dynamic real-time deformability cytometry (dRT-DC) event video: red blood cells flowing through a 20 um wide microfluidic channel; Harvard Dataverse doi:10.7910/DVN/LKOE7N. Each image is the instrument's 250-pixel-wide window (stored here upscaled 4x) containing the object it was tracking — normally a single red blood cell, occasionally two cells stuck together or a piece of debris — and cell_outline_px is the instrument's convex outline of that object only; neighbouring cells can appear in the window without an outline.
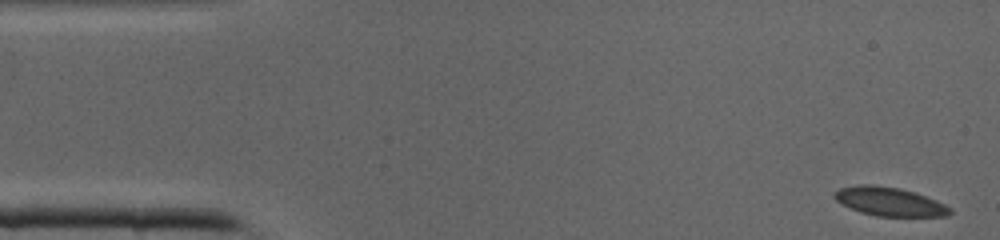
{"species": "common noctule bat (a hibernating species)", "species_latin": "Nyctalus noctula", "temperature_condition": "cold", "stored_images_in_passage": 41, "camera_frame_rate_fps": 3000, "um_per_image_px": 0.085, "animal": {"sex": "male", "body_mass_g": 19.0, "forearm_length_mm": 50.8}, "frame": {"image": 1, "passage_image": 1, "time_ms": 0.0, "image_size_px": [1000, 240], "cell_outline_px": [[952, 212], [948, 216], [876, 216], [860, 212], [836, 200], [832, 196], [840, 188], [860, 184], [872, 184], [900, 188], [916, 192], [936, 200], [952, 208]], "centroid_in_image_um": [75.64, 17.13], "position_along_channel_um": 9.4, "area_um2": 19.31}}
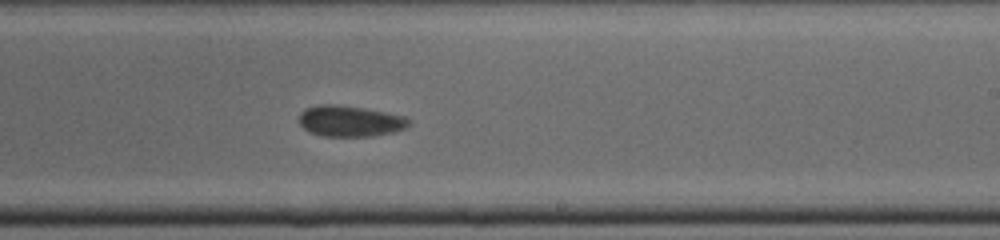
{"frame": {"image": 2, "passage_image": 24, "time_ms": 7.667, "image_size_px": [1000, 240], "cell_outline_px": [[412, 124], [404, 128], [392, 132], [372, 136], [320, 136], [308, 132], [300, 124], [300, 112], [304, 108], [320, 104], [336, 104], [364, 108], [404, 116], [412, 120]], "centroid_in_image_um": [29.74, 10.29], "position_along_channel_um": 259.3, "area_um2": 19.94}}
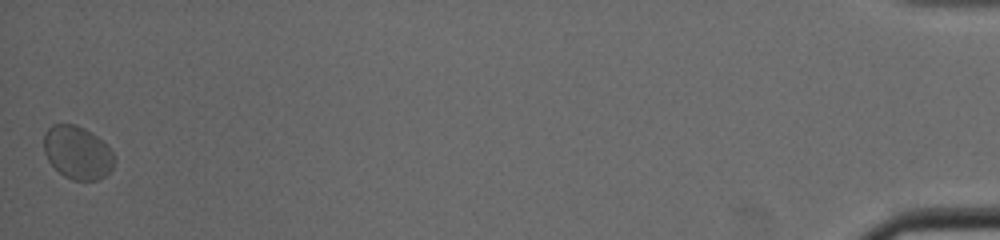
{"frame": {"image": 3, "passage_image": 41, "time_ms": 13.333, "image_size_px": [1000, 240], "cell_outline_px": [[116, 156], [112, 168], [100, 180], [72, 180], [64, 176], [48, 160], [44, 152], [44, 132], [52, 124], [76, 124], [92, 132]], "centroid_in_image_um": [6.57, 12.96], "position_along_channel_um": 428.6, "area_um2": 21.73}}